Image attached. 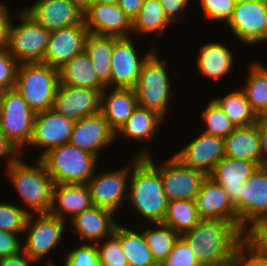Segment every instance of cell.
I'll return each mask as SVG.
<instances>
[{"label":"cell","mask_w":267,"mask_h":266,"mask_svg":"<svg viewBox=\"0 0 267 266\" xmlns=\"http://www.w3.org/2000/svg\"><path fill=\"white\" fill-rule=\"evenodd\" d=\"M98 157L71 143L47 151L40 160L55 184H87L94 175Z\"/></svg>","instance_id":"5"},{"label":"cell","mask_w":267,"mask_h":266,"mask_svg":"<svg viewBox=\"0 0 267 266\" xmlns=\"http://www.w3.org/2000/svg\"><path fill=\"white\" fill-rule=\"evenodd\" d=\"M65 266H101L96 244H84L71 249L65 258Z\"/></svg>","instance_id":"42"},{"label":"cell","mask_w":267,"mask_h":266,"mask_svg":"<svg viewBox=\"0 0 267 266\" xmlns=\"http://www.w3.org/2000/svg\"><path fill=\"white\" fill-rule=\"evenodd\" d=\"M114 212L106 208L92 205L90 208L77 214L70 220L74 226L73 232L91 244L100 243L114 234L117 222L114 221Z\"/></svg>","instance_id":"23"},{"label":"cell","mask_w":267,"mask_h":266,"mask_svg":"<svg viewBox=\"0 0 267 266\" xmlns=\"http://www.w3.org/2000/svg\"><path fill=\"white\" fill-rule=\"evenodd\" d=\"M87 35L84 20L77 25L50 31L43 63L59 69L84 51Z\"/></svg>","instance_id":"19"},{"label":"cell","mask_w":267,"mask_h":266,"mask_svg":"<svg viewBox=\"0 0 267 266\" xmlns=\"http://www.w3.org/2000/svg\"><path fill=\"white\" fill-rule=\"evenodd\" d=\"M238 230L244 235L253 224L267 220V168L259 166L242 184L241 199L235 204ZM247 225H249L247 227ZM247 227V229H246Z\"/></svg>","instance_id":"10"},{"label":"cell","mask_w":267,"mask_h":266,"mask_svg":"<svg viewBox=\"0 0 267 266\" xmlns=\"http://www.w3.org/2000/svg\"><path fill=\"white\" fill-rule=\"evenodd\" d=\"M58 86V69L45 63L18 65L14 88L35 114L52 109Z\"/></svg>","instance_id":"4"},{"label":"cell","mask_w":267,"mask_h":266,"mask_svg":"<svg viewBox=\"0 0 267 266\" xmlns=\"http://www.w3.org/2000/svg\"><path fill=\"white\" fill-rule=\"evenodd\" d=\"M71 3L75 4L83 12L97 0H69Z\"/></svg>","instance_id":"54"},{"label":"cell","mask_w":267,"mask_h":266,"mask_svg":"<svg viewBox=\"0 0 267 266\" xmlns=\"http://www.w3.org/2000/svg\"><path fill=\"white\" fill-rule=\"evenodd\" d=\"M203 14L208 20L225 21L232 17L236 0H200Z\"/></svg>","instance_id":"43"},{"label":"cell","mask_w":267,"mask_h":266,"mask_svg":"<svg viewBox=\"0 0 267 266\" xmlns=\"http://www.w3.org/2000/svg\"><path fill=\"white\" fill-rule=\"evenodd\" d=\"M195 202L201 220H223L238 229L235 205L224 188L209 175L203 180Z\"/></svg>","instance_id":"18"},{"label":"cell","mask_w":267,"mask_h":266,"mask_svg":"<svg viewBox=\"0 0 267 266\" xmlns=\"http://www.w3.org/2000/svg\"><path fill=\"white\" fill-rule=\"evenodd\" d=\"M7 162L6 172L23 204L38 214L49 213L55 183L43 162L38 159L36 165L31 166L17 157H11Z\"/></svg>","instance_id":"3"},{"label":"cell","mask_w":267,"mask_h":266,"mask_svg":"<svg viewBox=\"0 0 267 266\" xmlns=\"http://www.w3.org/2000/svg\"><path fill=\"white\" fill-rule=\"evenodd\" d=\"M20 154V152L16 149V147L6 138L3 131L0 128V157L12 155V157H16Z\"/></svg>","instance_id":"53"},{"label":"cell","mask_w":267,"mask_h":266,"mask_svg":"<svg viewBox=\"0 0 267 266\" xmlns=\"http://www.w3.org/2000/svg\"><path fill=\"white\" fill-rule=\"evenodd\" d=\"M167 60H160L154 51L144 62L138 82L135 86L138 105L151 109L161 115H166L167 105L171 97V82L165 69Z\"/></svg>","instance_id":"6"},{"label":"cell","mask_w":267,"mask_h":266,"mask_svg":"<svg viewBox=\"0 0 267 266\" xmlns=\"http://www.w3.org/2000/svg\"><path fill=\"white\" fill-rule=\"evenodd\" d=\"M128 177H130V166L100 175L94 173L87 182L92 204L114 213L118 211L123 201L128 199L126 193L129 184L127 179H130Z\"/></svg>","instance_id":"13"},{"label":"cell","mask_w":267,"mask_h":266,"mask_svg":"<svg viewBox=\"0 0 267 266\" xmlns=\"http://www.w3.org/2000/svg\"><path fill=\"white\" fill-rule=\"evenodd\" d=\"M106 87L101 95V113L108 121L110 128L116 133L132 115L138 106L135 89L115 88L107 93Z\"/></svg>","instance_id":"26"},{"label":"cell","mask_w":267,"mask_h":266,"mask_svg":"<svg viewBox=\"0 0 267 266\" xmlns=\"http://www.w3.org/2000/svg\"><path fill=\"white\" fill-rule=\"evenodd\" d=\"M264 41H267V7H266V15H265Z\"/></svg>","instance_id":"56"},{"label":"cell","mask_w":267,"mask_h":266,"mask_svg":"<svg viewBox=\"0 0 267 266\" xmlns=\"http://www.w3.org/2000/svg\"><path fill=\"white\" fill-rule=\"evenodd\" d=\"M18 65L9 51L0 52V93L14 88Z\"/></svg>","instance_id":"44"},{"label":"cell","mask_w":267,"mask_h":266,"mask_svg":"<svg viewBox=\"0 0 267 266\" xmlns=\"http://www.w3.org/2000/svg\"><path fill=\"white\" fill-rule=\"evenodd\" d=\"M35 115L15 88L0 93V128L20 153L31 141Z\"/></svg>","instance_id":"7"},{"label":"cell","mask_w":267,"mask_h":266,"mask_svg":"<svg viewBox=\"0 0 267 266\" xmlns=\"http://www.w3.org/2000/svg\"><path fill=\"white\" fill-rule=\"evenodd\" d=\"M259 118L267 121V109L259 116Z\"/></svg>","instance_id":"58"},{"label":"cell","mask_w":267,"mask_h":266,"mask_svg":"<svg viewBox=\"0 0 267 266\" xmlns=\"http://www.w3.org/2000/svg\"><path fill=\"white\" fill-rule=\"evenodd\" d=\"M0 2V52L8 51L10 45V34L12 28L11 13L7 5Z\"/></svg>","instance_id":"47"},{"label":"cell","mask_w":267,"mask_h":266,"mask_svg":"<svg viewBox=\"0 0 267 266\" xmlns=\"http://www.w3.org/2000/svg\"><path fill=\"white\" fill-rule=\"evenodd\" d=\"M74 124L75 121L56 113L53 109L36 113L29 146L45 148L38 159L47 151L69 143Z\"/></svg>","instance_id":"20"},{"label":"cell","mask_w":267,"mask_h":266,"mask_svg":"<svg viewBox=\"0 0 267 266\" xmlns=\"http://www.w3.org/2000/svg\"><path fill=\"white\" fill-rule=\"evenodd\" d=\"M238 255L245 266H267V258L260 255L245 239L240 244Z\"/></svg>","instance_id":"48"},{"label":"cell","mask_w":267,"mask_h":266,"mask_svg":"<svg viewBox=\"0 0 267 266\" xmlns=\"http://www.w3.org/2000/svg\"><path fill=\"white\" fill-rule=\"evenodd\" d=\"M219 266H245L243 259L237 255L232 261Z\"/></svg>","instance_id":"55"},{"label":"cell","mask_w":267,"mask_h":266,"mask_svg":"<svg viewBox=\"0 0 267 266\" xmlns=\"http://www.w3.org/2000/svg\"><path fill=\"white\" fill-rule=\"evenodd\" d=\"M266 7V0L236 2L232 17L226 24L243 45L264 41Z\"/></svg>","instance_id":"15"},{"label":"cell","mask_w":267,"mask_h":266,"mask_svg":"<svg viewBox=\"0 0 267 266\" xmlns=\"http://www.w3.org/2000/svg\"><path fill=\"white\" fill-rule=\"evenodd\" d=\"M164 121V118L157 112L138 105L132 115L115 133V138L120 133L130 139L137 141H148L155 136L157 126Z\"/></svg>","instance_id":"31"},{"label":"cell","mask_w":267,"mask_h":266,"mask_svg":"<svg viewBox=\"0 0 267 266\" xmlns=\"http://www.w3.org/2000/svg\"><path fill=\"white\" fill-rule=\"evenodd\" d=\"M88 33L129 37L132 21L118 4L94 2L83 12ZM129 33V34H128Z\"/></svg>","instance_id":"17"},{"label":"cell","mask_w":267,"mask_h":266,"mask_svg":"<svg viewBox=\"0 0 267 266\" xmlns=\"http://www.w3.org/2000/svg\"><path fill=\"white\" fill-rule=\"evenodd\" d=\"M212 100L236 127L252 125L259 119L251 109L242 89L230 92L223 98H213Z\"/></svg>","instance_id":"33"},{"label":"cell","mask_w":267,"mask_h":266,"mask_svg":"<svg viewBox=\"0 0 267 266\" xmlns=\"http://www.w3.org/2000/svg\"><path fill=\"white\" fill-rule=\"evenodd\" d=\"M102 92L59 84L52 109L66 118L78 121L101 111Z\"/></svg>","instance_id":"16"},{"label":"cell","mask_w":267,"mask_h":266,"mask_svg":"<svg viewBox=\"0 0 267 266\" xmlns=\"http://www.w3.org/2000/svg\"><path fill=\"white\" fill-rule=\"evenodd\" d=\"M117 37L88 33L85 52L88 54L98 79L111 87V55Z\"/></svg>","instance_id":"29"},{"label":"cell","mask_w":267,"mask_h":266,"mask_svg":"<svg viewBox=\"0 0 267 266\" xmlns=\"http://www.w3.org/2000/svg\"><path fill=\"white\" fill-rule=\"evenodd\" d=\"M24 10L49 31L83 21V11L69 0H37Z\"/></svg>","instance_id":"22"},{"label":"cell","mask_w":267,"mask_h":266,"mask_svg":"<svg viewBox=\"0 0 267 266\" xmlns=\"http://www.w3.org/2000/svg\"><path fill=\"white\" fill-rule=\"evenodd\" d=\"M101 3L118 4L120 0H97Z\"/></svg>","instance_id":"57"},{"label":"cell","mask_w":267,"mask_h":266,"mask_svg":"<svg viewBox=\"0 0 267 266\" xmlns=\"http://www.w3.org/2000/svg\"><path fill=\"white\" fill-rule=\"evenodd\" d=\"M31 211L12 204L0 203V229L12 233H24L25 224Z\"/></svg>","instance_id":"39"},{"label":"cell","mask_w":267,"mask_h":266,"mask_svg":"<svg viewBox=\"0 0 267 266\" xmlns=\"http://www.w3.org/2000/svg\"><path fill=\"white\" fill-rule=\"evenodd\" d=\"M183 165L210 175L225 157V138L202 133L173 155Z\"/></svg>","instance_id":"14"},{"label":"cell","mask_w":267,"mask_h":266,"mask_svg":"<svg viewBox=\"0 0 267 266\" xmlns=\"http://www.w3.org/2000/svg\"><path fill=\"white\" fill-rule=\"evenodd\" d=\"M259 167L256 162L233 159L225 156L216 165L214 171L209 175L219 183L229 195L235 205L241 199L242 184Z\"/></svg>","instance_id":"24"},{"label":"cell","mask_w":267,"mask_h":266,"mask_svg":"<svg viewBox=\"0 0 267 266\" xmlns=\"http://www.w3.org/2000/svg\"><path fill=\"white\" fill-rule=\"evenodd\" d=\"M119 241L130 266H159L153 259L143 233L118 225L113 234Z\"/></svg>","instance_id":"32"},{"label":"cell","mask_w":267,"mask_h":266,"mask_svg":"<svg viewBox=\"0 0 267 266\" xmlns=\"http://www.w3.org/2000/svg\"><path fill=\"white\" fill-rule=\"evenodd\" d=\"M259 1V0H236V2Z\"/></svg>","instance_id":"59"},{"label":"cell","mask_w":267,"mask_h":266,"mask_svg":"<svg viewBox=\"0 0 267 266\" xmlns=\"http://www.w3.org/2000/svg\"><path fill=\"white\" fill-rule=\"evenodd\" d=\"M195 252L201 266H219L232 261L244 235L223 220H201L180 236Z\"/></svg>","instance_id":"1"},{"label":"cell","mask_w":267,"mask_h":266,"mask_svg":"<svg viewBox=\"0 0 267 266\" xmlns=\"http://www.w3.org/2000/svg\"><path fill=\"white\" fill-rule=\"evenodd\" d=\"M19 234L0 229V258L11 257L23 251Z\"/></svg>","instance_id":"46"},{"label":"cell","mask_w":267,"mask_h":266,"mask_svg":"<svg viewBox=\"0 0 267 266\" xmlns=\"http://www.w3.org/2000/svg\"><path fill=\"white\" fill-rule=\"evenodd\" d=\"M92 205L87 184H55L49 213L62 220H66V216L69 215V217L71 216L69 220H71Z\"/></svg>","instance_id":"25"},{"label":"cell","mask_w":267,"mask_h":266,"mask_svg":"<svg viewBox=\"0 0 267 266\" xmlns=\"http://www.w3.org/2000/svg\"><path fill=\"white\" fill-rule=\"evenodd\" d=\"M64 223V220L50 213H39L36 220L32 213L29 214L24 229V233L27 231V238L24 241L23 252L33 262L45 257L60 243Z\"/></svg>","instance_id":"11"},{"label":"cell","mask_w":267,"mask_h":266,"mask_svg":"<svg viewBox=\"0 0 267 266\" xmlns=\"http://www.w3.org/2000/svg\"><path fill=\"white\" fill-rule=\"evenodd\" d=\"M261 166L267 168V121L259 118Z\"/></svg>","instance_id":"51"},{"label":"cell","mask_w":267,"mask_h":266,"mask_svg":"<svg viewBox=\"0 0 267 266\" xmlns=\"http://www.w3.org/2000/svg\"><path fill=\"white\" fill-rule=\"evenodd\" d=\"M157 228H147L142 233L151 250L153 259L160 265L171 253L175 242L180 237L170 226L163 222L154 223Z\"/></svg>","instance_id":"37"},{"label":"cell","mask_w":267,"mask_h":266,"mask_svg":"<svg viewBox=\"0 0 267 266\" xmlns=\"http://www.w3.org/2000/svg\"><path fill=\"white\" fill-rule=\"evenodd\" d=\"M244 239L262 256L267 258V220L257 222L248 228Z\"/></svg>","instance_id":"45"},{"label":"cell","mask_w":267,"mask_h":266,"mask_svg":"<svg viewBox=\"0 0 267 266\" xmlns=\"http://www.w3.org/2000/svg\"><path fill=\"white\" fill-rule=\"evenodd\" d=\"M59 84L85 87L103 91L106 86L98 79L88 54L84 51L74 56L58 69Z\"/></svg>","instance_id":"28"},{"label":"cell","mask_w":267,"mask_h":266,"mask_svg":"<svg viewBox=\"0 0 267 266\" xmlns=\"http://www.w3.org/2000/svg\"><path fill=\"white\" fill-rule=\"evenodd\" d=\"M162 8L164 9L165 14L167 17L174 21L176 20V17L178 18L179 13L181 11H185L187 7V1L186 0H159Z\"/></svg>","instance_id":"49"},{"label":"cell","mask_w":267,"mask_h":266,"mask_svg":"<svg viewBox=\"0 0 267 266\" xmlns=\"http://www.w3.org/2000/svg\"><path fill=\"white\" fill-rule=\"evenodd\" d=\"M201 117L206 124L203 132L209 135L226 138L236 128L212 99L202 111Z\"/></svg>","instance_id":"38"},{"label":"cell","mask_w":267,"mask_h":266,"mask_svg":"<svg viewBox=\"0 0 267 266\" xmlns=\"http://www.w3.org/2000/svg\"><path fill=\"white\" fill-rule=\"evenodd\" d=\"M225 156L256 162L261 166L259 119L252 125L236 127L225 138Z\"/></svg>","instance_id":"27"},{"label":"cell","mask_w":267,"mask_h":266,"mask_svg":"<svg viewBox=\"0 0 267 266\" xmlns=\"http://www.w3.org/2000/svg\"><path fill=\"white\" fill-rule=\"evenodd\" d=\"M133 160L127 201H131V205L147 221L162 222L169 200L163 189L161 174L145 157L135 156Z\"/></svg>","instance_id":"2"},{"label":"cell","mask_w":267,"mask_h":266,"mask_svg":"<svg viewBox=\"0 0 267 266\" xmlns=\"http://www.w3.org/2000/svg\"><path fill=\"white\" fill-rule=\"evenodd\" d=\"M30 259L23 251L15 256L0 258V266H31Z\"/></svg>","instance_id":"52"},{"label":"cell","mask_w":267,"mask_h":266,"mask_svg":"<svg viewBox=\"0 0 267 266\" xmlns=\"http://www.w3.org/2000/svg\"><path fill=\"white\" fill-rule=\"evenodd\" d=\"M246 83L242 90L259 117L267 109V68L260 62L252 63Z\"/></svg>","instance_id":"36"},{"label":"cell","mask_w":267,"mask_h":266,"mask_svg":"<svg viewBox=\"0 0 267 266\" xmlns=\"http://www.w3.org/2000/svg\"><path fill=\"white\" fill-rule=\"evenodd\" d=\"M159 266H201L195 252L181 237L175 242L169 256Z\"/></svg>","instance_id":"41"},{"label":"cell","mask_w":267,"mask_h":266,"mask_svg":"<svg viewBox=\"0 0 267 266\" xmlns=\"http://www.w3.org/2000/svg\"><path fill=\"white\" fill-rule=\"evenodd\" d=\"M172 22L164 12L159 0H145L138 16L132 22V33H157L161 36L163 30Z\"/></svg>","instance_id":"35"},{"label":"cell","mask_w":267,"mask_h":266,"mask_svg":"<svg viewBox=\"0 0 267 266\" xmlns=\"http://www.w3.org/2000/svg\"><path fill=\"white\" fill-rule=\"evenodd\" d=\"M136 156L145 157L161 174L163 189L167 198L173 200H195L203 180L207 175L200 170L183 165L177 158L171 156L164 165L156 166L145 148Z\"/></svg>","instance_id":"9"},{"label":"cell","mask_w":267,"mask_h":266,"mask_svg":"<svg viewBox=\"0 0 267 266\" xmlns=\"http://www.w3.org/2000/svg\"><path fill=\"white\" fill-rule=\"evenodd\" d=\"M101 266H130L120 244V241L114 236L107 238V241L101 245L96 243Z\"/></svg>","instance_id":"40"},{"label":"cell","mask_w":267,"mask_h":266,"mask_svg":"<svg viewBox=\"0 0 267 266\" xmlns=\"http://www.w3.org/2000/svg\"><path fill=\"white\" fill-rule=\"evenodd\" d=\"M144 1L145 0H120L118 5L133 22L138 16Z\"/></svg>","instance_id":"50"},{"label":"cell","mask_w":267,"mask_h":266,"mask_svg":"<svg viewBox=\"0 0 267 266\" xmlns=\"http://www.w3.org/2000/svg\"><path fill=\"white\" fill-rule=\"evenodd\" d=\"M18 14L21 23L12 24L8 51L18 64L43 63L50 31L25 10Z\"/></svg>","instance_id":"8"},{"label":"cell","mask_w":267,"mask_h":266,"mask_svg":"<svg viewBox=\"0 0 267 266\" xmlns=\"http://www.w3.org/2000/svg\"><path fill=\"white\" fill-rule=\"evenodd\" d=\"M197 66L207 78L217 80L229 73L233 63V54L222 43H207L199 50Z\"/></svg>","instance_id":"30"},{"label":"cell","mask_w":267,"mask_h":266,"mask_svg":"<svg viewBox=\"0 0 267 266\" xmlns=\"http://www.w3.org/2000/svg\"><path fill=\"white\" fill-rule=\"evenodd\" d=\"M131 37H119L114 41L111 55V85L115 88L134 89L147 58L155 51L152 49L139 59L137 48Z\"/></svg>","instance_id":"12"},{"label":"cell","mask_w":267,"mask_h":266,"mask_svg":"<svg viewBox=\"0 0 267 266\" xmlns=\"http://www.w3.org/2000/svg\"><path fill=\"white\" fill-rule=\"evenodd\" d=\"M201 221L195 200H173L168 203L163 223L170 226L179 236L191 230Z\"/></svg>","instance_id":"34"},{"label":"cell","mask_w":267,"mask_h":266,"mask_svg":"<svg viewBox=\"0 0 267 266\" xmlns=\"http://www.w3.org/2000/svg\"><path fill=\"white\" fill-rule=\"evenodd\" d=\"M115 142V132L101 112L75 121L69 143L98 157L104 146Z\"/></svg>","instance_id":"21"}]
</instances>
